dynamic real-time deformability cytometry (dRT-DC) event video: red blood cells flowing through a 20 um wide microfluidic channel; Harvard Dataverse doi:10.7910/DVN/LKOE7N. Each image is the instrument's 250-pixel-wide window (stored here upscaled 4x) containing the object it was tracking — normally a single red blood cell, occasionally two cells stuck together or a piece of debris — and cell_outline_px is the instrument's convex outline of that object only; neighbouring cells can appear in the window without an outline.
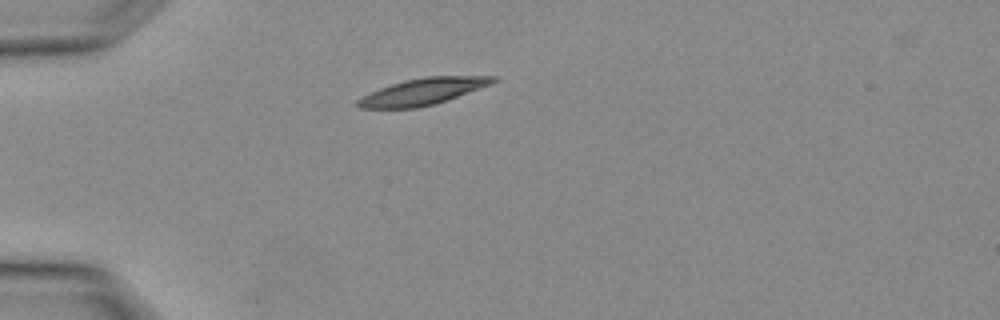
{"species": "Egyptian fruit bat (a non-hibernating species)", "species_latin": "Rousettus aegyptiacus", "temperature_condition": "warm", "stored_images_in_passage": 3, "camera_frame_rate_fps": 3000, "um_per_image_px": 0.085, "animal": {"sex": "female"}, "frame": {"image": 1, "passage_image": 3, "time_ms": 0.667, "image_size_px": [1000, 320], "cell_outline_px": [[500, 80], [492, 84], [432, 104], [416, 108], [360, 108], [356, 104], [356, 100], [380, 88], [404, 80], [424, 76], [500, 76]], "centroid_in_image_um": [35.97, 7.76], "position_along_channel_um": 49.0, "area_um2": 20.63}}